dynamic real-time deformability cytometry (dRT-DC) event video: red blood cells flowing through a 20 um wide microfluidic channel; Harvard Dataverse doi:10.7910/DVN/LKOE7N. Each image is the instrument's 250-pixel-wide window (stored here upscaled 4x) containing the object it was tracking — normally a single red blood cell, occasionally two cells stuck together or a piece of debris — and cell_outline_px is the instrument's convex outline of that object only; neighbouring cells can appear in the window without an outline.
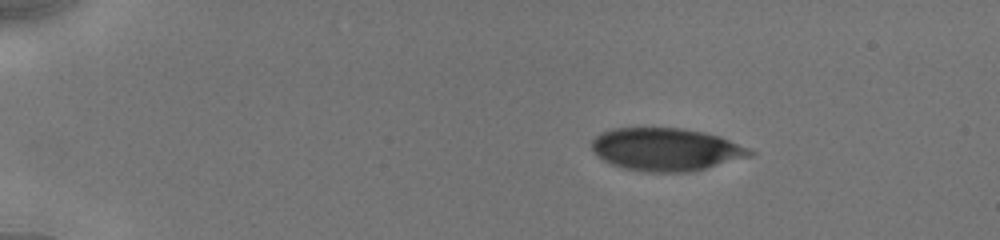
{"species": "human", "species_latin": "Homo sapiens", "temperature_condition": "cold", "stored_images_in_passage": 18, "camera_frame_rate_fps": 3000, "um_per_image_px": 0.085, "donor": {"sex": "male"}, "frame": {"image": 1, "passage_image": 1, "time_ms": 0.0, "image_size_px": [1000, 240], "cell_outline_px": [[756, 152], [752, 156], [688, 172], [648, 172], [624, 168], [612, 164], [604, 160], [592, 148], [592, 140], [600, 132], [612, 128], [680, 128], [704, 132], [720, 136], [748, 148]], "centroid_in_image_um": [56.62, 12.69], "position_along_channel_um": 28.4, "area_um2": 39.13}}
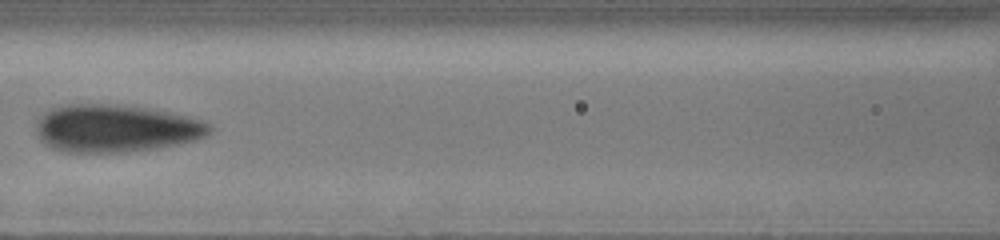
{"frame": {"image": 2, "passage_image": 11, "time_ms": 5.667, "image_size_px": [1000, 240], "cell_outline_px": [[212, 132], [208, 136], [196, 140], [156, 148], [124, 152], [68, 152], [52, 148], [40, 140], [36, 128], [40, 116], [48, 108], [64, 104], [124, 104], [168, 112], [200, 120], [208, 124], [212, 128]], "centroid_in_image_um": [9.81, 10.9], "position_along_channel_um": 156.8, "area_um2": 48.15}}
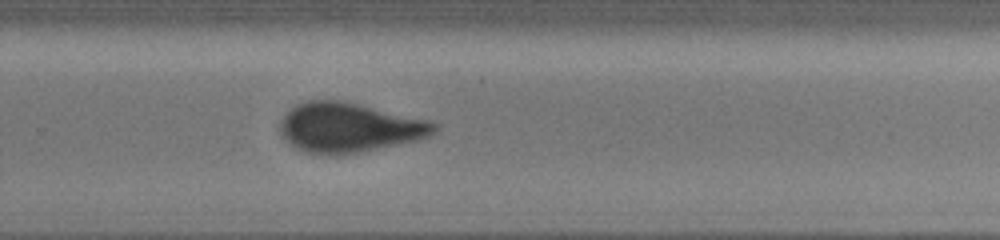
{"frame": {"image": 3, "passage_image": 18, "time_ms": 9.333, "image_size_px": [1000, 240], "cell_outline_px": [[436, 128], [428, 136], [420, 140], [360, 152], [304, 152], [296, 148], [280, 132], [280, 120], [296, 104], [308, 100], [340, 100], [428, 120], [436, 124]], "centroid_in_image_um": [29.67, 10.81], "position_along_channel_um": 300.1, "area_um2": 43.35}}